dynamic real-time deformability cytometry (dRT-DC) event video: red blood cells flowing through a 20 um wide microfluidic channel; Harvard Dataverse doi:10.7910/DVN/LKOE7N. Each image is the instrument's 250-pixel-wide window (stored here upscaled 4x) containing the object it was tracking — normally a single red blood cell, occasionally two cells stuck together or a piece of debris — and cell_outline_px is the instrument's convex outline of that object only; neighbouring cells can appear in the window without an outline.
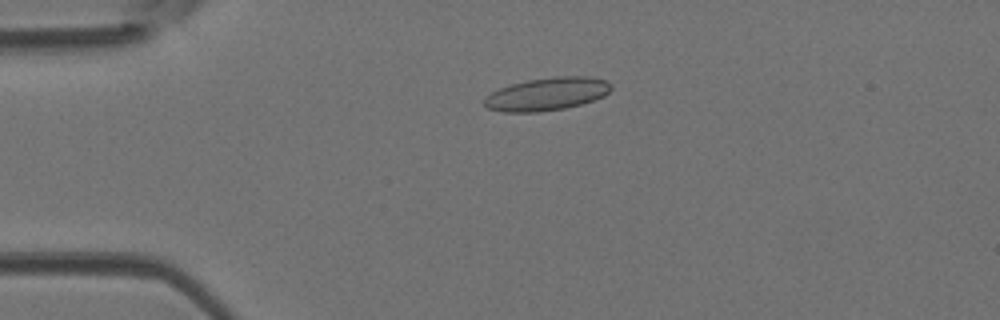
{"species": "Egyptian fruit bat (a non-hibernating species)", "species_latin": "Rousettus aegyptiacus", "temperature_condition": "room temperature", "stored_images_in_passage": 40, "camera_frame_rate_fps": 3000, "um_per_image_px": 0.085, "animal": {"sex": "female"}, "frame": {"image": 1, "passage_image": 3, "time_ms": 0.667, "image_size_px": [1000, 320], "cell_outline_px": [[612, 88], [604, 96], [580, 104], [564, 108], [540, 112], [504, 112], [488, 108], [484, 104], [484, 100], [492, 92], [500, 88], [512, 84], [528, 80], [556, 76], [588, 76], [604, 80], [612, 84]], "centroid_in_image_um": [46.51, 7.99], "position_along_channel_um": 38.5, "area_um2": 24.1}}
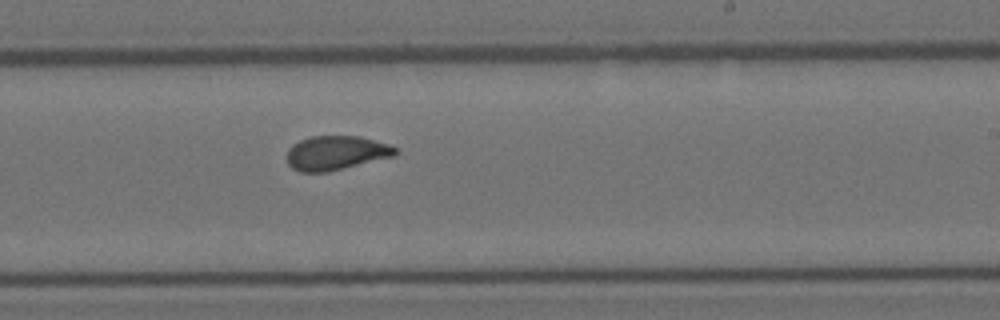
{"frame": {"image": 2, "passage_image": 21, "time_ms": 6.667, "image_size_px": [1000, 320], "cell_outline_px": [[400, 152], [396, 156], [328, 172], [300, 172], [292, 168], [288, 164], [288, 148], [292, 144], [300, 140], [312, 136], [360, 136], [388, 144], [396, 148]], "centroid_in_image_um": [28.59, 13.0], "position_along_channel_um": 260.4, "area_um2": 21.79}}
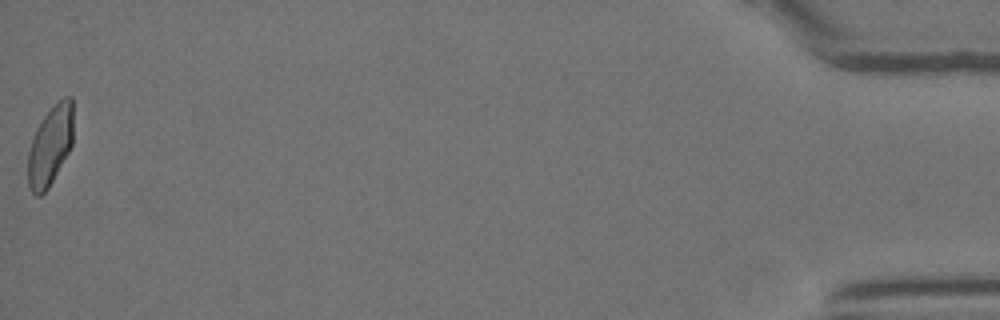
{"frame": {"image": 3, "passage_image": 40, "time_ms": 13.0, "image_size_px": [1000, 320], "cell_outline_px": [[72, 144], [68, 152], [48, 188], [40, 196], [36, 196], [32, 192], [28, 184], [28, 152], [36, 128], [44, 116], [64, 96], [72, 96]], "centroid_in_image_um": [4.26, 12.39], "position_along_channel_um": 430.9, "area_um2": 20.63}, "authors_computed_cell_mechanics": {"area_um2": 21.7906, "velocity_mm_per_s": 4.2359, "shape_relaxation_time_tau1_ms": null, "shape_relaxation_time_tau2_ms": 0.9714, "deformation_change_tau1": null, "deformation_change_tau2": 0.0692}}